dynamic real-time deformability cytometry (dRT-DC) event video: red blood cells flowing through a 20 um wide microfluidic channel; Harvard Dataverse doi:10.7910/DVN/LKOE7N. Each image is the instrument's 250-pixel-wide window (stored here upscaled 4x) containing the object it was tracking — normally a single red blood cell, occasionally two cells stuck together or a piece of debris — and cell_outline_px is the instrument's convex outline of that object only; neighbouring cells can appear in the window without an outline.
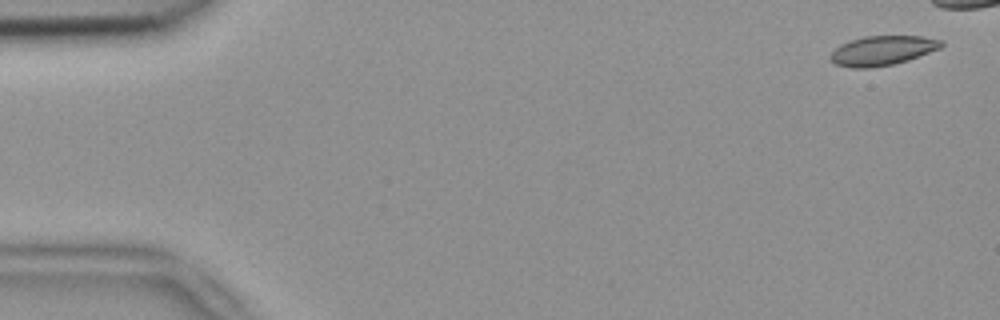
{"species": "common noctule bat (a hibernating species)", "species_latin": "Nyctalus noctula", "temperature_condition": "room temperature", "stored_images_in_passage": 12, "camera_frame_rate_fps": 3000, "um_per_image_px": 0.085, "animal": {"sex": "female", "body_mass_g": 18.4}, "frame": {"image": 1, "passage_image": 1, "time_ms": 0.0, "image_size_px": [1000, 320], "cell_outline_px": [[944, 44], [940, 48], [908, 60], [892, 64], [872, 68], [852, 68], [836, 64], [828, 56], [840, 44], [864, 36], [924, 36], [940, 40]], "centroid_in_image_um": [74.99, 4.3], "position_along_channel_um": 10.0, "area_um2": 18.96}}
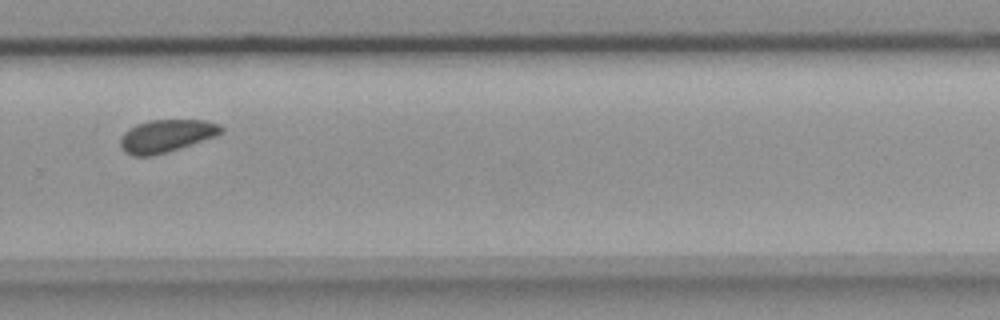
{"frame": {"image": 2, "passage_image": 12, "time_ms": 3.667, "image_size_px": [1000, 320], "cell_outline_px": [[224, 132], [216, 136], [164, 152], [148, 156], [132, 156], [124, 152], [120, 144], [120, 136], [128, 128], [136, 124], [148, 120], [204, 120], [220, 124], [224, 128]], "centroid_in_image_um": [14.11, 11.53], "position_along_channel_um": 315.7, "area_um2": 19.07}}